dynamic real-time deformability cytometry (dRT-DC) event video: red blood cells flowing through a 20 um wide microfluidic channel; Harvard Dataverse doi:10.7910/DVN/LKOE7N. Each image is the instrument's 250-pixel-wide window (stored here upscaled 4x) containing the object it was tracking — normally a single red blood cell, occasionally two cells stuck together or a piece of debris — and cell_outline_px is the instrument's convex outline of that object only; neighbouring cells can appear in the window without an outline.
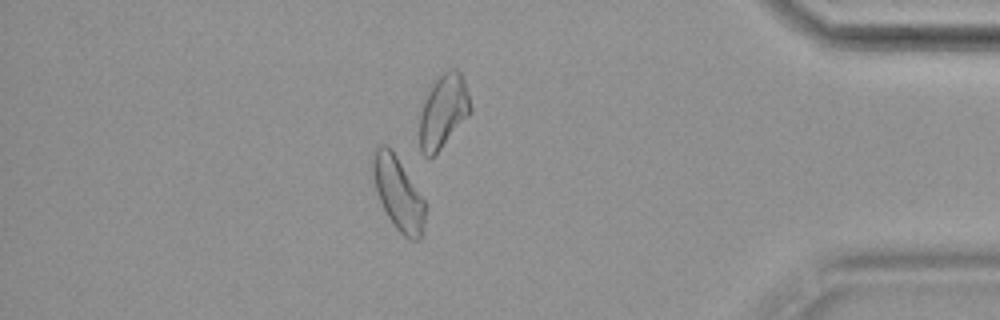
{"species": "common noctule bat (a hibernating species)", "species_latin": "Nyctalus noctula", "temperature_condition": "cold", "stored_images_in_passage": 48, "camera_frame_rate_fps": 3000, "um_per_image_px": 0.085, "animal": {"sex": "female", "body_mass_g": 19.9}, "frame": {"image": 1, "passage_image": 41, "time_ms": 13.333, "image_size_px": [1000, 320], "cell_outline_px": [[428, 208], [420, 240], [412, 240], [404, 236], [396, 228], [388, 216], [380, 200], [376, 188], [372, 172], [372, 148], [380, 144], [388, 144], [392, 148], [424, 200]], "centroid_in_image_um": [33.85, 16.39], "position_along_channel_um": 401.3, "area_um2": 22.54}, "authors_computed_cell_mechanics": {"area_um2": 21.9062, "velocity_mm_per_s": 3.6013, "shape_relaxation_time_tau1_ms": null, "shape_relaxation_time_tau2_ms": 4.7984, "deformation_change_tau1": null, "deformation_change_tau2": 0.1113}}